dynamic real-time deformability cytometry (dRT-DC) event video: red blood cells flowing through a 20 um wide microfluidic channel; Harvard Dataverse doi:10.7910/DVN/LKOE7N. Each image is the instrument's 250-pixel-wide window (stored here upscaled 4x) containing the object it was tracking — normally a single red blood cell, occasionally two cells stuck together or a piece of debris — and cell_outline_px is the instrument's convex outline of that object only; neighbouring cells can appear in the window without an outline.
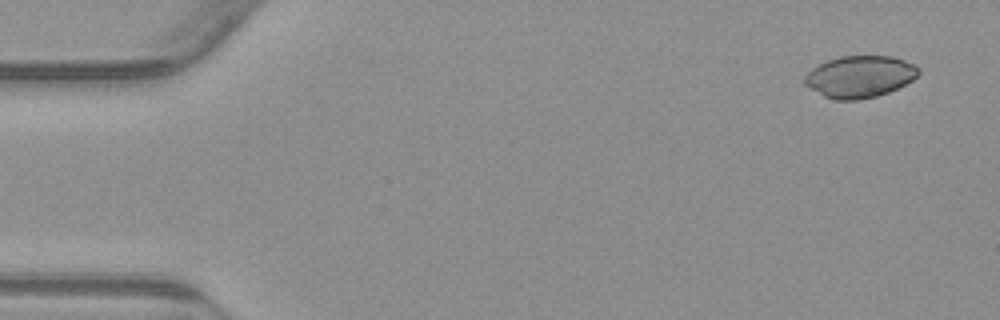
{"species": "common noctule bat (a hibernating species)", "species_latin": "Nyctalus noctula", "temperature_condition": "warm", "stored_images_in_passage": 52, "camera_frame_rate_fps": 3000, "um_per_image_px": 0.085, "animal": {"sex": "male", "body_mass_g": 23.1, "forearm_length_mm": 52.7}, "frame": {"image": 1, "passage_image": 1, "time_ms": 0.0, "image_size_px": [1000, 320], "cell_outline_px": [[920, 72], [912, 80], [888, 92], [876, 96], [860, 100], [832, 100], [824, 96], [804, 84], [804, 76], [812, 68], [828, 60], [840, 56], [892, 56], [916, 64], [920, 68]], "centroid_in_image_um": [73.08, 6.51], "position_along_channel_um": 11.9, "area_um2": 27.74}}
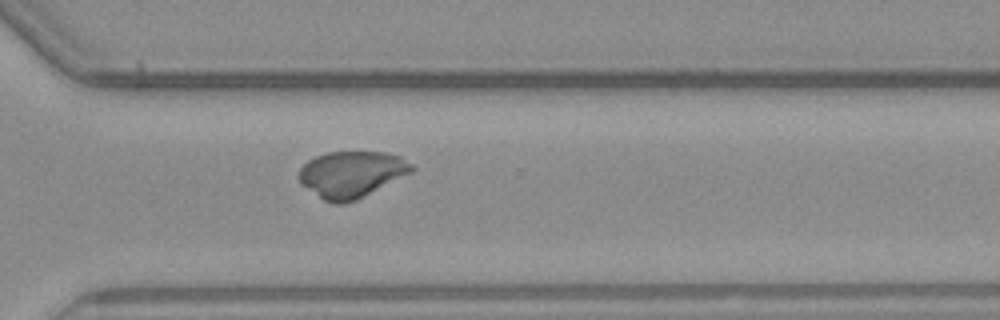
{"frame": {"image": 2, "passage_image": 37, "time_ms": 12.0, "image_size_px": [1000, 320], "cell_outline_px": [[416, 168], [412, 172], [356, 200], [344, 204], [332, 204], [324, 200], [300, 184], [300, 168], [308, 160], [316, 156], [328, 152], [384, 152], [400, 156], [412, 164]], "centroid_in_image_um": [29.88, 14.82], "position_along_channel_um": 340.7, "area_um2": 30.4}}
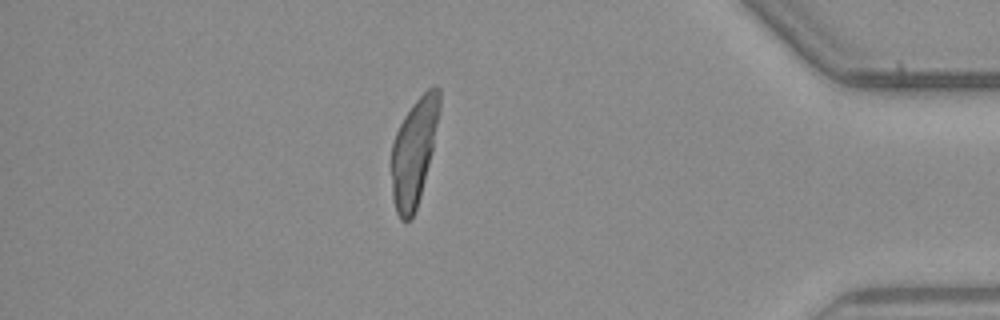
{"frame": {"image": 3, "passage_image": 45, "time_ms": 14.667, "image_size_px": [1000, 320], "cell_outline_px": [[440, 112], [432, 148], [420, 196], [416, 208], [412, 216], [408, 220], [400, 220], [396, 212], [392, 200], [392, 144], [396, 132], [404, 116], [412, 104], [428, 88], [436, 84], [440, 88]], "centroid_in_image_um": [35.18, 12.86], "position_along_channel_um": 400.0, "area_um2": 29.54}}